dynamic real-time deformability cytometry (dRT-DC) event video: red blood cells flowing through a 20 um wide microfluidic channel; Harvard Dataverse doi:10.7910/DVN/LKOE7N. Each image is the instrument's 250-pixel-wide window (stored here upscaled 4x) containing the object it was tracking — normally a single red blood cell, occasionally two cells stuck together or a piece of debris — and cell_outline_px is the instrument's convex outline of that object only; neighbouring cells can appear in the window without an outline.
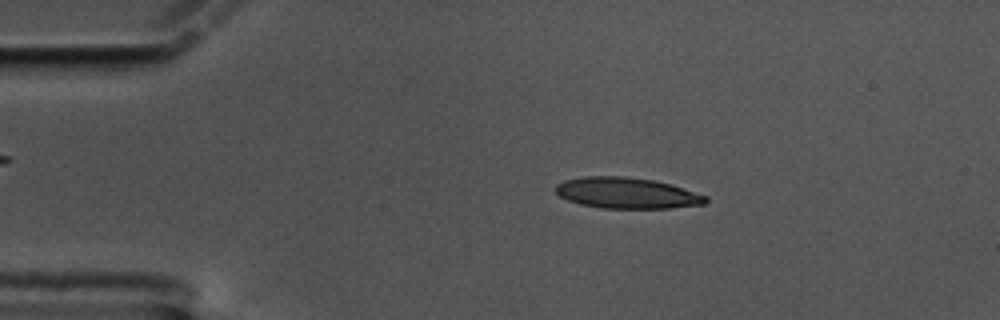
{"species": "common noctule bat (a hibernating species)", "species_latin": "Nyctalus noctula", "temperature_condition": "cold", "stored_images_in_passage": 51, "camera_frame_rate_fps": 3000, "um_per_image_px": 0.085, "animal": {"sex": "male", "body_mass_g": 17.5, "forearm_length_mm": 52.3}, "frame": {"image": 1, "passage_image": 3, "time_ms": 0.667, "image_size_px": [1000, 320], "cell_outline_px": [[708, 200], [704, 204], [668, 208], [600, 208], [580, 204], [568, 200], [560, 196], [556, 192], [556, 184], [564, 180], [584, 176], [624, 176], [652, 180], [668, 184], [708, 196]], "centroid_in_image_um": [53.24, 16.41], "position_along_channel_um": 31.8, "area_um2": 26.88}}
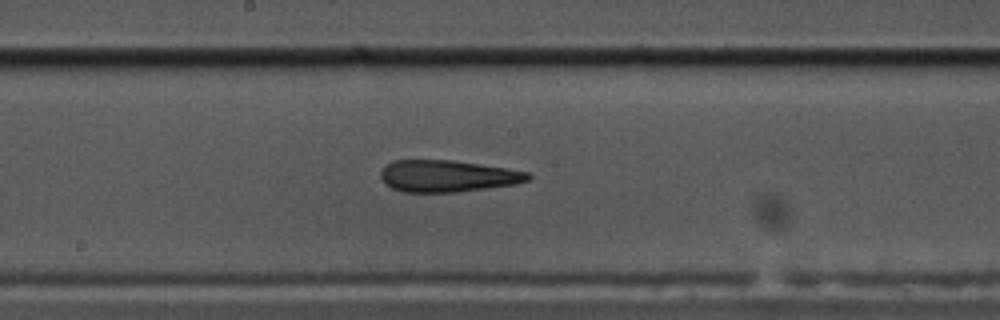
{"frame": {"image": 2, "passage_image": 23, "time_ms": 7.333, "image_size_px": [1000, 320], "cell_outline_px": [[532, 176], [528, 180], [516, 184], [456, 192], [404, 192], [392, 188], [380, 176], [380, 172], [392, 160], [452, 160], [504, 168], [528, 172]], "centroid_in_image_um": [38.04, 14.96], "position_along_channel_um": 210.2, "area_um2": 26.93}}
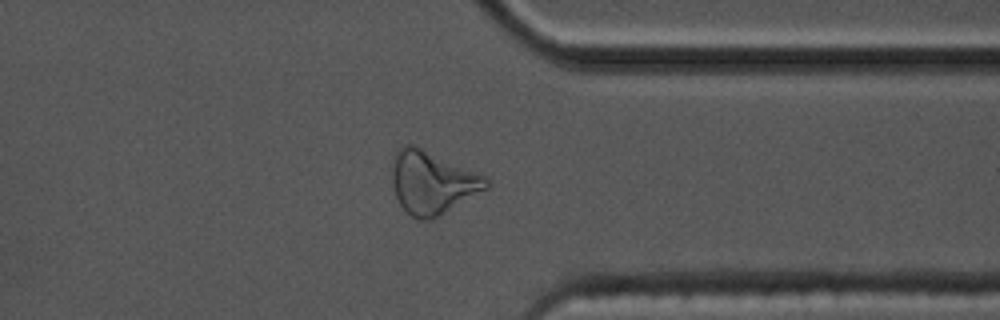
{"frame": {"image": 3, "passage_image": 38, "time_ms": 12.333, "image_size_px": [1000, 320], "cell_outline_px": [[488, 188], [432, 220], [420, 220], [412, 216], [400, 204], [396, 196], [392, 184], [392, 156], [404, 144], [416, 144], [488, 176]], "centroid_in_image_um": [36.75, 15.47], "position_along_channel_um": 374.7, "area_um2": 34.97}, "authors_computed_cell_mechanics": {"area_um2": 27.9174, "velocity_mm_per_s": 3.3728, "shape_relaxation_time_tau1_ms": 8.0989, "shape_relaxation_time_tau2_ms": 3.6073, "deformation_change_tau1": 0.2168, "deformation_change_tau2": 0.1455}}